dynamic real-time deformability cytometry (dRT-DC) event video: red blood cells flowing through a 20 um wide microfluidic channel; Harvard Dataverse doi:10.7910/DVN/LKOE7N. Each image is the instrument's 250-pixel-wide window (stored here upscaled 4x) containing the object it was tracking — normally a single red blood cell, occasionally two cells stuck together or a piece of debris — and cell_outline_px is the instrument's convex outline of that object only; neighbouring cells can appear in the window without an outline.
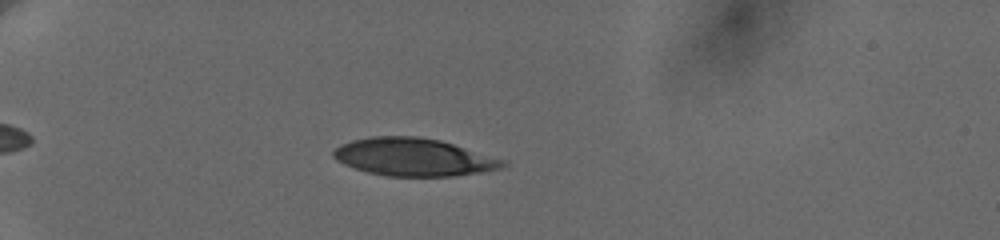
{"species": "human", "species_latin": "Homo sapiens", "temperature_condition": "cold", "stored_images_in_passage": 37, "camera_frame_rate_fps": 3000, "um_per_image_px": 0.085, "donor": {"sex": "female"}, "frame": {"image": 1, "passage_image": 23, "time_ms": 3.667, "image_size_px": [1000, 240], "cell_outline_px": [[508, 164], [500, 168], [480, 172], [452, 176], [384, 176], [368, 172], [344, 164], [336, 160], [332, 156], [332, 152], [340, 144], [352, 140], [372, 136], [416, 136], [440, 140], [508, 160]], "centroid_in_image_um": [35.17, 13.35], "position_along_channel_um": 49.8, "area_um2": 37.34}}
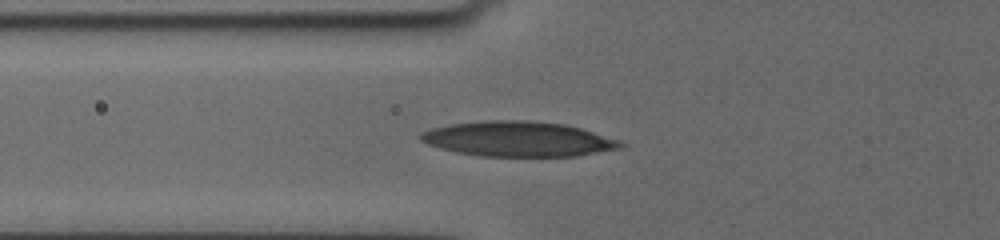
{"frame": {"image": 2, "passage_image": 36, "time_ms": 5.667, "image_size_px": [1000, 240], "cell_outline_px": [[624, 144], [616, 148], [576, 156], [480, 156], [456, 152], [440, 148], [428, 144], [420, 140], [420, 132], [432, 128], [452, 124], [484, 120], [524, 120], [564, 124], [580, 128], [620, 140]], "centroid_in_image_um": [43.99, 11.81], "position_along_channel_um": 81.8, "area_um2": 40.46}}